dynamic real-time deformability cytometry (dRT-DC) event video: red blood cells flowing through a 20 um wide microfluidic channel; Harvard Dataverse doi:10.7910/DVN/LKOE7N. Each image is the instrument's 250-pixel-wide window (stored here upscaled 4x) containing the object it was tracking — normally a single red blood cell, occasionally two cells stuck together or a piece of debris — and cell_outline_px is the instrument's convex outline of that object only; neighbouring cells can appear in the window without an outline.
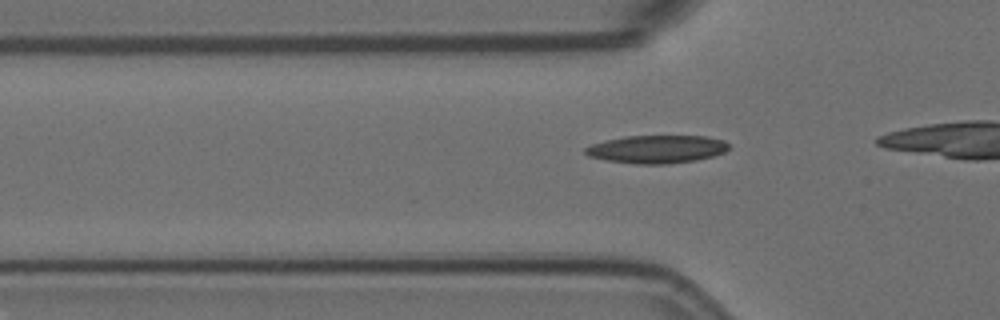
{"species": "Egyptian fruit bat (a non-hibernating species)", "species_latin": "Rousettus aegyptiacus", "temperature_condition": "room temperature", "stored_images_in_passage": 19, "camera_frame_rate_fps": 3000, "um_per_image_px": 0.085, "animal": {"sex": "female"}, "frame": {"image": 1, "passage_image": 13, "time_ms": 4.0, "image_size_px": [1000, 320], "cell_outline_px": [[728, 148], [724, 152], [712, 156], [696, 160], [668, 164], [636, 164], [608, 160], [588, 156], [584, 152], [584, 148], [592, 144], [604, 140], [624, 136], [708, 136], [724, 140], [728, 144]], "centroid_in_image_um": [55.81, 12.67], "position_along_channel_um": 70.0, "area_um2": 23.41}}
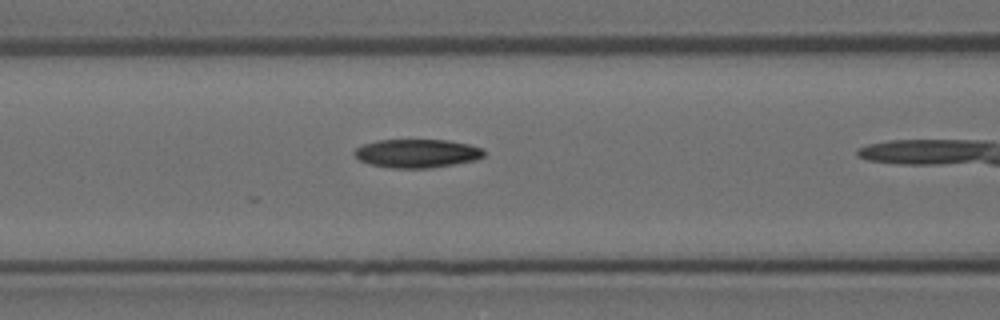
{"frame": {"image": 2, "passage_image": 18, "time_ms": 5.667, "image_size_px": [1000, 320], "cell_outline_px": [[484, 156], [476, 160], [432, 168], [388, 168], [368, 164], [360, 160], [352, 152], [356, 148], [364, 144], [376, 140], [448, 140], [468, 144], [480, 148], [484, 152]], "centroid_in_image_um": [35.41, 13.04], "position_along_channel_um": 131.2, "area_um2": 21.62}}